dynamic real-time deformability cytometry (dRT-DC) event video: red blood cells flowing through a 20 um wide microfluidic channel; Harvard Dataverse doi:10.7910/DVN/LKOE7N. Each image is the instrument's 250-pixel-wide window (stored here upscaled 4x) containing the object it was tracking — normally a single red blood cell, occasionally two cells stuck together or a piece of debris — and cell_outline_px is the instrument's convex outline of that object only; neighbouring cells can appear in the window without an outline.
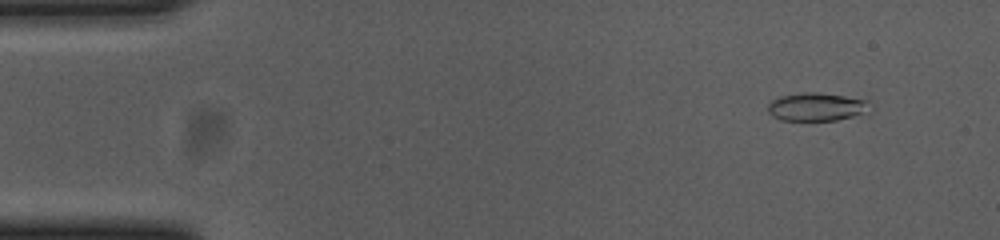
{"species": "common noctule bat (a hibernating species)", "species_latin": "Nyctalus noctula", "temperature_condition": "cold", "stored_images_in_passage": 55, "camera_frame_rate_fps": 3000, "um_per_image_px": 0.085, "animal": {"sex": "female", "body_mass_g": 23.0, "forearm_length_mm": 53.4}, "frame": {"image": 1, "passage_image": 5, "time_ms": 1.333, "image_size_px": [1000, 240], "cell_outline_px": [[872, 112], [868, 116], [836, 120], [780, 120], [772, 116], [768, 112], [768, 104], [772, 100], [780, 96], [804, 92], [816, 92], [844, 96], [868, 100]], "centroid_in_image_um": [69.52, 9.1], "position_along_channel_um": 15.5, "area_um2": 17.28}}
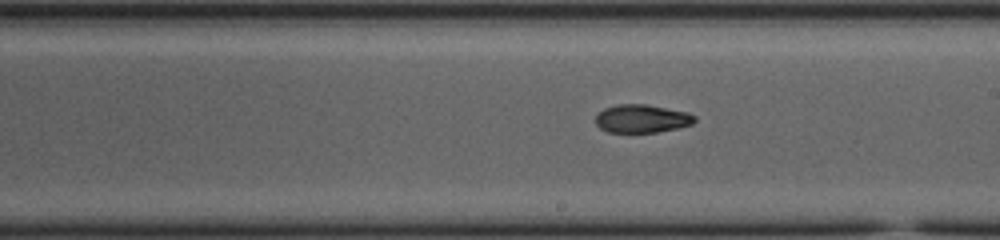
{"frame": {"image": 2, "passage_image": 31, "time_ms": 10.0, "image_size_px": [1000, 240], "cell_outline_px": [[696, 120], [692, 124], [676, 128], [656, 132], [608, 132], [600, 128], [596, 124], [596, 116], [604, 108], [616, 104], [648, 104], [688, 112], [696, 116]], "centroid_in_image_um": [54.57, 10.07], "position_along_channel_um": 234.4, "area_um2": 16.3}}
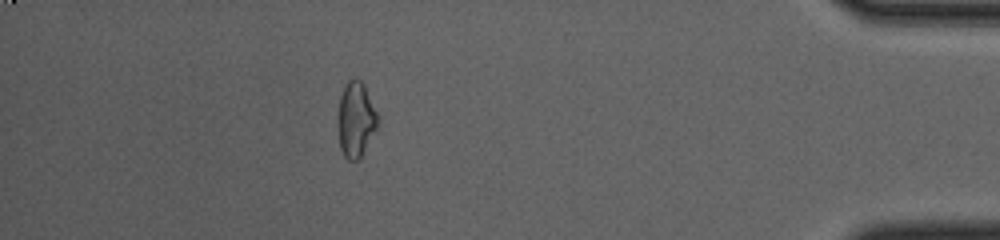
{"frame": {"image": 3, "passage_image": 49, "time_ms": 16.0, "image_size_px": [1000, 240], "cell_outline_px": [[376, 128], [360, 156], [356, 160], [348, 160], [344, 156], [340, 148], [336, 124], [336, 116], [340, 96], [344, 84], [352, 76], [356, 76], [364, 84], [376, 112]], "centroid_in_image_um": [30.17, 10.09], "position_along_channel_um": 405.0, "area_um2": 17.51}, "authors_computed_cell_mechanics": {"area_um2": 16.8776, "velocity_mm_per_s": 3.6923, "shape_relaxation_time_tau1_ms": null, "shape_relaxation_time_tau2_ms": 4.8109, "deformation_change_tau1": null, "deformation_change_tau2": 0.0938}}